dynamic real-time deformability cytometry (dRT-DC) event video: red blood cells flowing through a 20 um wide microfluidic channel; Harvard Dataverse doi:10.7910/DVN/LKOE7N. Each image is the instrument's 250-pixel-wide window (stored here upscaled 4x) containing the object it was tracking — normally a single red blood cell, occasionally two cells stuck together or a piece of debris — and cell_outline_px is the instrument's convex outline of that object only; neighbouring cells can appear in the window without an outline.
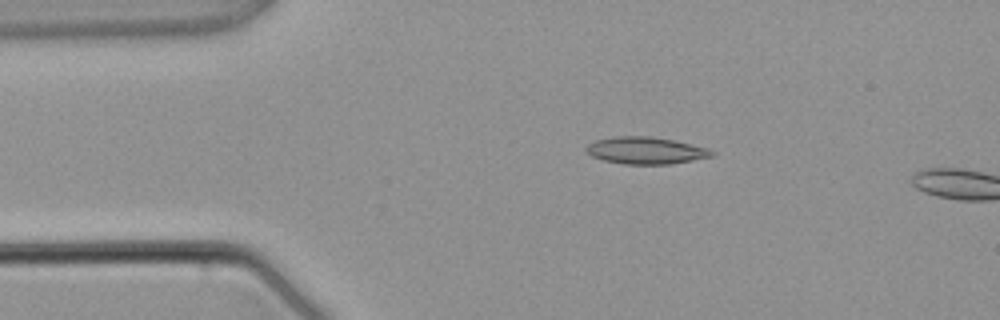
{"species": "common noctule bat (a hibernating species)", "species_latin": "Nyctalus noctula", "temperature_condition": "warm", "stored_images_in_passage": 3, "camera_frame_rate_fps": 3000, "um_per_image_px": 0.085, "animal": {"sex": "male", "body_mass_g": 21.5, "forearm_length_mm": 52.0}, "frame": {"image": 1, "passage_image": 2, "time_ms": 1.333, "image_size_px": [1000, 320], "cell_outline_px": [[716, 156], [668, 164], [624, 164], [604, 160], [592, 156], [584, 152], [584, 148], [588, 144], [596, 140], [616, 136], [652, 136], [672, 140], [708, 148], [716, 152]], "centroid_in_image_um": [54.88, 12.79], "position_along_channel_um": 30.1, "area_um2": 19.83}}